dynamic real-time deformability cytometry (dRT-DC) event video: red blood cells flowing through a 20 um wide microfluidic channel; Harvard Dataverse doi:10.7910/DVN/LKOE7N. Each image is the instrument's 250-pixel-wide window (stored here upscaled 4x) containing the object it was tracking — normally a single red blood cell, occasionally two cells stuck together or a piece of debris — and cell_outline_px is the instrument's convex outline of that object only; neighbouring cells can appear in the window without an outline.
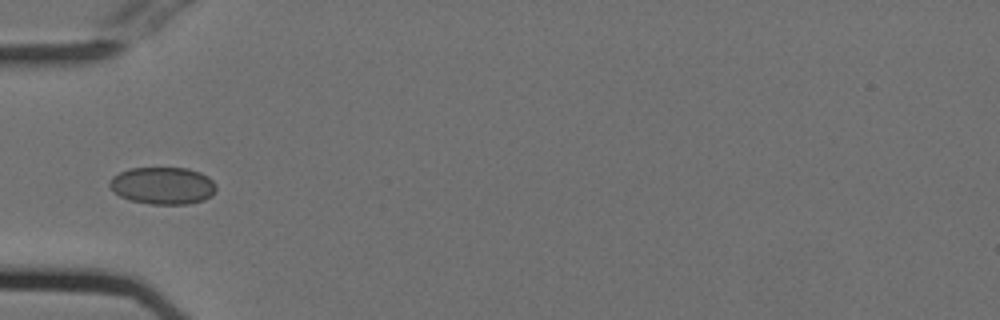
{"species": "Egyptian fruit bat (a non-hibernating species)", "species_latin": "Rousettus aegyptiacus", "temperature_condition": "cold", "stored_images_in_passage": 13, "camera_frame_rate_fps": 3000, "um_per_image_px": 0.085, "animal": {"sex": "female"}, "frame": {"image": 1, "passage_image": 1, "time_ms": 0.0, "image_size_px": [1000, 320], "cell_outline_px": [[216, 192], [212, 196], [204, 200], [188, 204], [148, 204], [132, 200], [120, 196], [112, 192], [108, 184], [108, 180], [112, 176], [128, 168], [188, 168], [200, 172], [208, 176], [216, 184]], "centroid_in_image_um": [13.83, 15.78], "position_along_channel_um": 71.2, "area_um2": 23.47}}
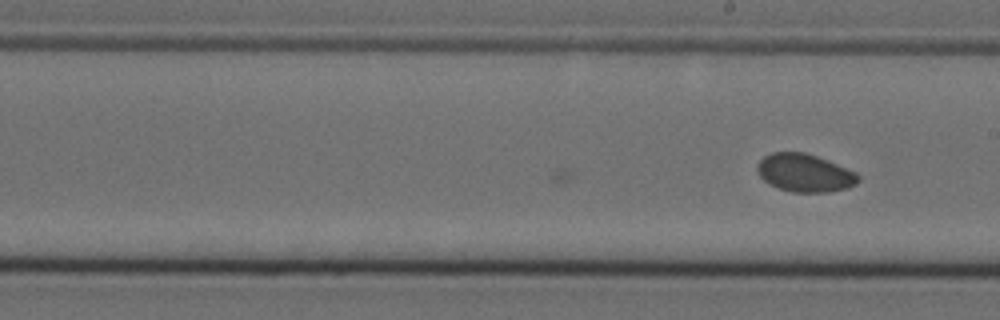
{"frame": {"image": 2, "passage_image": 13, "time_ms": 4.0, "image_size_px": [1000, 320], "cell_outline_px": [[860, 180], [856, 184], [848, 188], [828, 192], [792, 192], [768, 184], [756, 172], [756, 164], [764, 156], [772, 152], [804, 152], [816, 156], [856, 172], [860, 176]], "centroid_in_image_um": [68.38, 14.7], "position_along_channel_um": 220.6, "area_um2": 22.37}}